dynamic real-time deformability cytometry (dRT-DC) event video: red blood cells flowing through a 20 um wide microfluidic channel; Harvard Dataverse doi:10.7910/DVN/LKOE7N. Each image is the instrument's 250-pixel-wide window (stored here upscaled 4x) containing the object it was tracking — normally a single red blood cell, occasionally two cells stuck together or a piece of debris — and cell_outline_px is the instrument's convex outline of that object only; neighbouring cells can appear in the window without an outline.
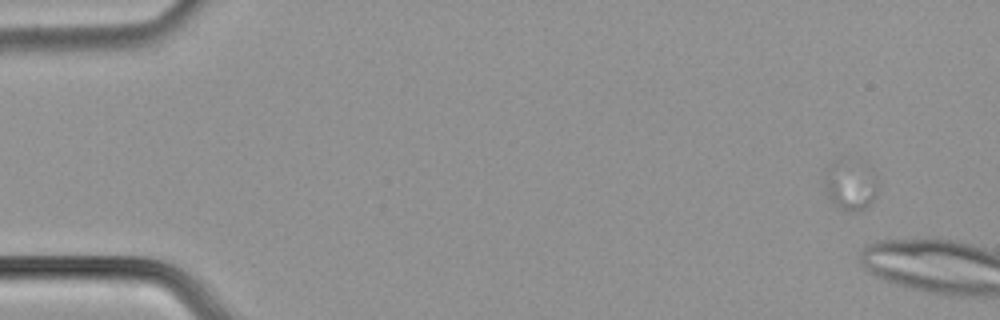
{"species": "common noctule bat (a hibernating species)", "species_latin": "Nyctalus noctula", "temperature_condition": "cold", "stored_images_in_passage": 2, "camera_frame_rate_fps": 3000, "um_per_image_px": 0.085, "animal": {"sex": "male", "body_mass_g": 21.5, "forearm_length_mm": 52.0}, "frame": {"image": 1, "passage_image": 1, "time_ms": 0.0, "image_size_px": [1000, 320], "cell_outline_px": [[880, 184], [876, 196], [860, 212], [844, 212], [824, 192], [824, 180], [828, 168], [832, 160], [844, 156], [872, 176]], "centroid_in_image_um": [72.22, 15.77], "position_along_channel_um": 12.8, "area_um2": 15.32}}